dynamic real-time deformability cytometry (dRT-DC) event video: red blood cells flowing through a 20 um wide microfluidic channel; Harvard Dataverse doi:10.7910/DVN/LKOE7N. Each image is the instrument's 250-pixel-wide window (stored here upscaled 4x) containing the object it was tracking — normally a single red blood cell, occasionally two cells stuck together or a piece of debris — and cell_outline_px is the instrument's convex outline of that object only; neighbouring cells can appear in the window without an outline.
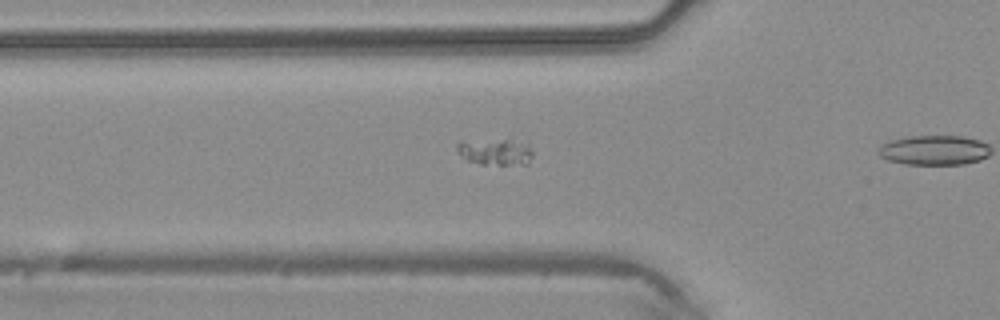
{"species": "common noctule bat (a hibernating species)", "species_latin": "Nyctalus noctula", "temperature_condition": "warm", "stored_images_in_passage": 8, "segment_of_instrument_passage": [1, 2], "camera_frame_rate_fps": 3000, "um_per_image_px": 0.085, "animal": {"sex": "male", "body_mass_g": 20.4}, "frame": {"image": 1, "passage_image": 4, "time_ms": 1.0, "image_size_px": [1000, 320], "cell_outline_px": [[532, 156], [528, 164], [480, 164], [468, 160], [456, 152], [456, 144], [504, 140], [508, 140], [528, 144], [532, 152]], "centroid_in_image_um": [42.16, 12.95], "position_along_channel_um": 83.6, "area_um2": 10.98}}
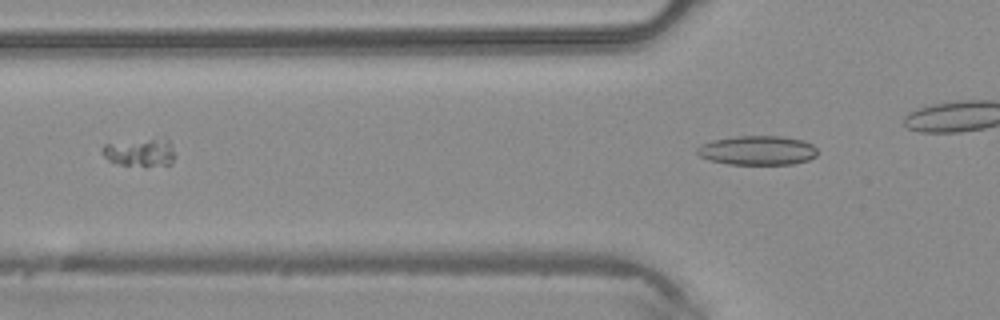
{"frame": {"image": 2, "passage_image": 6, "time_ms": 1.667, "image_size_px": [1000, 320], "cell_outline_px": [[176, 156], [168, 164], [144, 168], [120, 164], [108, 160], [100, 152], [100, 148], [104, 144], [152, 140], [168, 140], [172, 144]], "centroid_in_image_um": [11.9, 13.01], "position_along_channel_um": 113.9, "area_um2": 11.79}}